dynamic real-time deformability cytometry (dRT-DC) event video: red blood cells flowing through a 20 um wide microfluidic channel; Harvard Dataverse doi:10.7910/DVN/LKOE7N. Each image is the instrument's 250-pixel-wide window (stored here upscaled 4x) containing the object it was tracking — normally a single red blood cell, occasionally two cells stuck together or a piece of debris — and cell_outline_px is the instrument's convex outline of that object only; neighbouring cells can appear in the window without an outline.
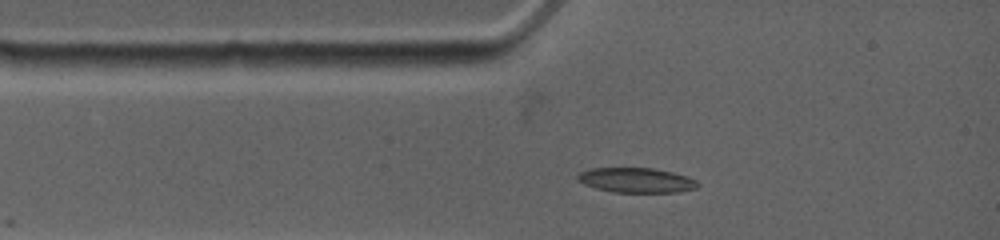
{"species": "common noctule bat (a hibernating species)", "species_latin": "Nyctalus noctula", "temperature_condition": "warm", "stored_images_in_passage": 3, "camera_frame_rate_fps": 4500, "um_per_image_px": 0.085, "animal": {"sex": "female", "body_mass_g": 19.0, "forearm_length_mm": 53.3}, "frame": {"image": 1, "passage_image": 3, "time_ms": 1.556, "image_size_px": [1000, 240], "cell_outline_px": [[700, 184], [696, 188], [676, 192], [612, 192], [596, 188], [584, 184], [576, 180], [576, 176], [580, 172], [588, 168], [652, 168], [672, 172], [688, 176], [696, 180]], "centroid_in_image_um": [54.06, 15.31], "position_along_channel_um": 30.9, "area_um2": 17.46}}